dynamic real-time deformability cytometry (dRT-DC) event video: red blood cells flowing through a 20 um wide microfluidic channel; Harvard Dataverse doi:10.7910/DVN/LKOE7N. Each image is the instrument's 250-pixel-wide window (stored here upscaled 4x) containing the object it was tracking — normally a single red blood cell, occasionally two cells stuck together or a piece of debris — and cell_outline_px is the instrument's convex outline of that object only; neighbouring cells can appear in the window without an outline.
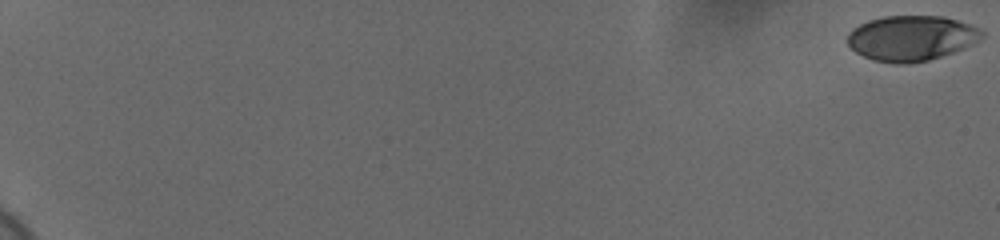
{"species": "human", "species_latin": "Homo sapiens", "temperature_condition": "cold", "stored_images_in_passage": 60, "camera_frame_rate_fps": 3000, "um_per_image_px": 0.085, "donor": {"sex": "female"}, "frame": {"image": 1, "passage_image": 1, "time_ms": 0.0, "image_size_px": [1000, 240], "cell_outline_px": [[984, 36], [980, 40], [964, 48], [928, 60], [908, 64], [896, 64], [872, 60], [856, 52], [848, 44], [848, 32], [852, 28], [868, 20], [884, 16], [944, 16], [980, 28], [984, 32]], "centroid_in_image_um": [77.46, 3.24], "position_along_channel_um": 7.5, "area_um2": 35.49}}
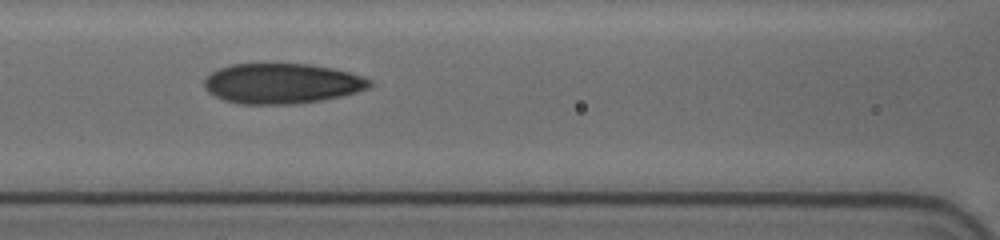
{"frame": {"image": 2, "passage_image": 31, "time_ms": 10.0, "image_size_px": [1000, 240], "cell_outline_px": [[372, 84], [368, 88], [356, 92], [340, 96], [320, 100], [292, 104], [240, 104], [224, 100], [208, 92], [204, 88], [204, 80], [212, 72], [220, 68], [232, 64], [308, 64], [332, 68], [364, 76], [372, 80]], "centroid_in_image_um": [23.96, 7.1], "position_along_channel_um": 142.6, "area_um2": 38.61}}
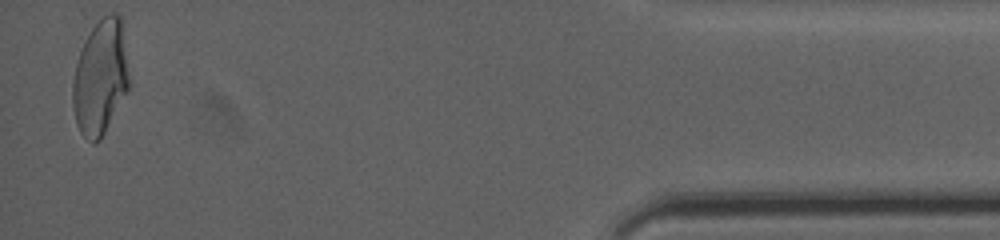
{"frame": {"image": 3, "passage_image": 59, "time_ms": 19.333, "image_size_px": [1000, 240], "cell_outline_px": [[128, 88], [100, 140], [92, 144], [80, 132], [76, 124], [72, 104], [72, 84], [76, 64], [80, 52], [92, 28], [108, 12], [116, 12], [120, 16], [128, 76]], "centroid_in_image_um": [8.49, 6.62], "position_along_channel_um": 426.7, "area_um2": 36.88}, "authors_computed_cell_mechanics": {"area_um2": 36.9631, "velocity_mm_per_s": 3.6952, "shape_relaxation_time_tau1_ms": 6.2395, "shape_relaxation_time_tau2_ms": 1.4278, "deformation_change_tau1": 0.2093, "deformation_change_tau2": 0.0755}}